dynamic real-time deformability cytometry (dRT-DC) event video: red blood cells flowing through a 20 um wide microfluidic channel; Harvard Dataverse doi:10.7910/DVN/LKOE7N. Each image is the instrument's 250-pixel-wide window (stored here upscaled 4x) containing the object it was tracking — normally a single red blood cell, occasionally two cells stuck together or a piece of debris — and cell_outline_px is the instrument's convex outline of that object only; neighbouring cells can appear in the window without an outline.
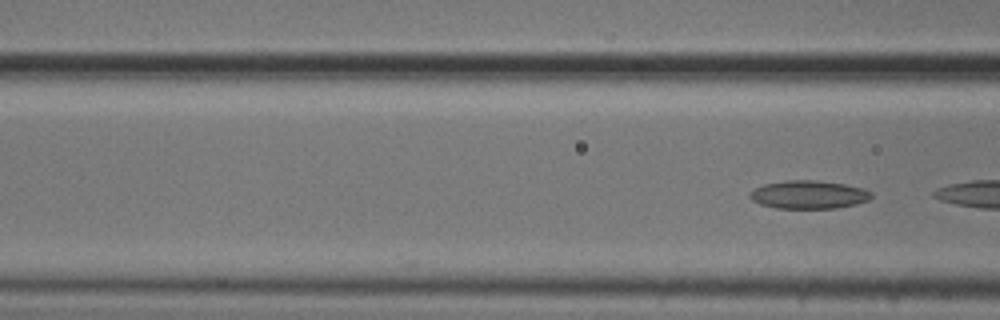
{"species": "common noctule bat (a hibernating species)", "species_latin": "Nyctalus noctula", "temperature_condition": "cold", "stored_images_in_passage": 7, "camera_frame_rate_fps": 3000, "um_per_image_px": 0.085, "animal": {"sex": "male", "body_mass_g": 20.5, "forearm_length_mm": 52.5}, "frame": {"image": 1, "passage_image": 7, "time_ms": 2.0, "image_size_px": [1000, 320], "cell_outline_px": [[872, 196], [868, 200], [856, 204], [836, 208], [776, 208], [760, 204], [752, 200], [748, 196], [748, 192], [764, 184], [784, 180], [816, 180], [844, 184], [864, 188], [872, 192]], "centroid_in_image_um": [68.72, 16.54], "position_along_channel_um": 97.9, "area_um2": 20.06}}